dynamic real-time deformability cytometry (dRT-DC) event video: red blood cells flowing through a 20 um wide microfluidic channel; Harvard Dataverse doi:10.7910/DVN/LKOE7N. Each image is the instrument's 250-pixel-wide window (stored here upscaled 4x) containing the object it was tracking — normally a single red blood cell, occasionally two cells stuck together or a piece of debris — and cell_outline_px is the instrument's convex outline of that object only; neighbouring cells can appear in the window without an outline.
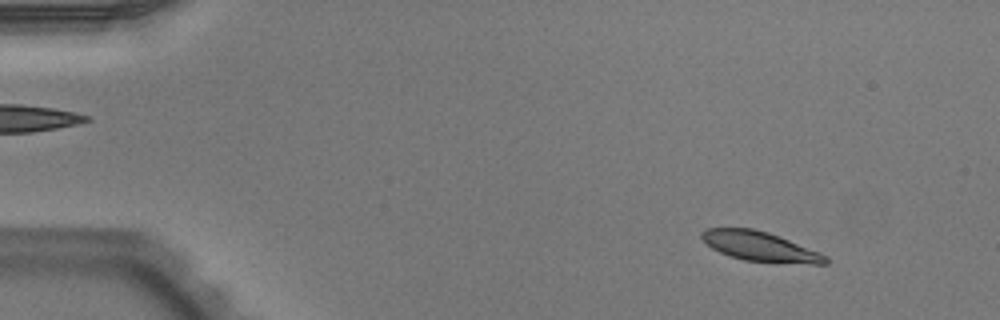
{"species": "Egyptian fruit bat (a non-hibernating species)", "species_latin": "Rousettus aegyptiacus", "temperature_condition": "warm", "stored_images_in_passage": 50, "camera_frame_rate_fps": 3000, "um_per_image_px": 0.085, "animal": {"sex": "male"}, "frame": {"image": 1, "passage_image": 4, "time_ms": 1.0, "image_size_px": [1000, 320], "cell_outline_px": [[828, 264], [812, 264], [744, 260], [728, 256], [712, 248], [700, 236], [700, 232], [708, 228], [752, 228], [768, 232], [820, 252], [828, 256]], "centroid_in_image_um": [64.61, 20.95], "position_along_channel_um": 20.4, "area_um2": 21.21}}
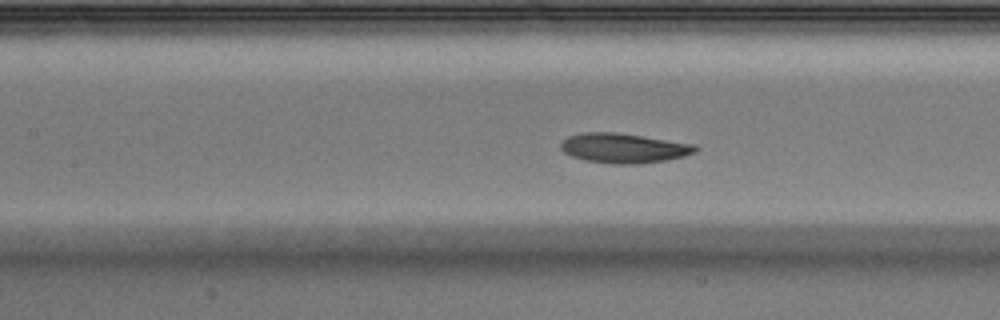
{"frame": {"image": 2, "passage_image": 22, "time_ms": 7.0, "image_size_px": [1000, 320], "cell_outline_px": [[700, 148], [696, 152], [684, 156], [664, 160], [636, 164], [612, 164], [584, 160], [572, 156], [564, 152], [560, 148], [560, 144], [568, 136], [584, 132], [616, 132], [696, 144]], "centroid_in_image_um": [53.03, 12.58], "position_along_channel_um": 154.4, "area_um2": 23.35}}
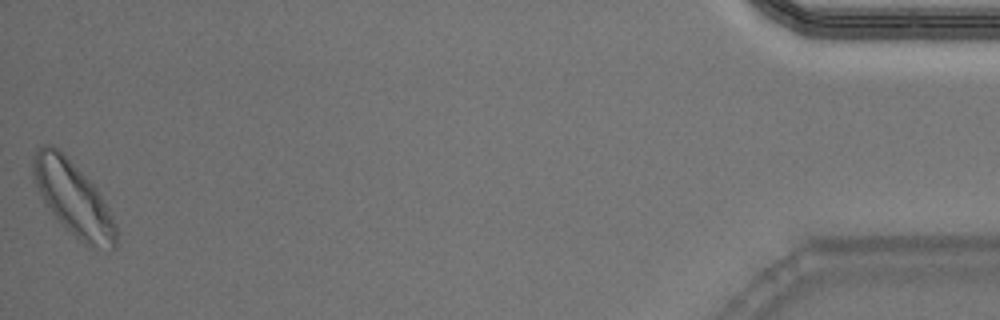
{"frame": {"image": 3, "passage_image": 50, "time_ms": 16.333, "image_size_px": [1000, 320], "cell_outline_px": [[116, 248], [108, 252], [84, 244], [44, 204], [36, 184], [32, 172], [32, 156], [36, 148], [44, 144], [52, 144], [64, 152], [96, 188], [108, 208], [116, 224]], "centroid_in_image_um": [6.22, 16.84], "position_along_channel_um": 429.0, "area_um2": 35.6}, "authors_computed_cell_mechanics": {"area_um2": 23.0622, "velocity_mm_per_s": 3.8887, "shape_relaxation_time_tau1_ms": 3.3697, "shape_relaxation_time_tau2_ms": null, "deformation_change_tau1": 0.1639, "deformation_change_tau2": null}}